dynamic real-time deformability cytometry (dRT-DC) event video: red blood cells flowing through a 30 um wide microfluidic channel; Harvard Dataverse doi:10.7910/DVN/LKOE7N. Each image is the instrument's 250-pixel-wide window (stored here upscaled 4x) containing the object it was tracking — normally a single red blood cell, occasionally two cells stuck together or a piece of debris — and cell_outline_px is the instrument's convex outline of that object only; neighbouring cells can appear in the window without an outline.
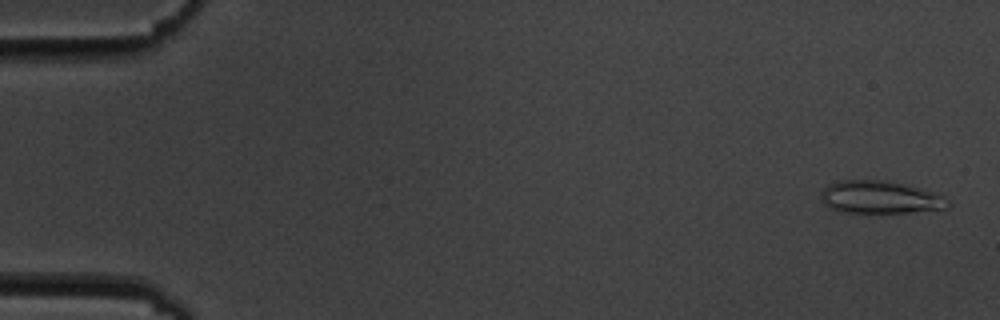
{"species": "common noctule bat (a hibernating species)", "species_latin": "Nyctalus noctula", "temperature_condition": "cold", "stored_images_in_passage": 13, "camera_frame_rate_fps": 3000, "um_per_image_px": 0.085, "animal": {"sex": "male", "body_mass_g": 19.5, "forearm_length_mm": 54.6}, "frame": {"image": 1, "passage_image": 1, "time_ms": 0.0, "image_size_px": [1000, 320], "cell_outline_px": [[952, 204], [948, 208], [908, 212], [844, 212], [832, 208], [824, 204], [820, 200], [820, 196], [824, 188], [828, 184], [840, 180], [888, 180], [932, 192], [944, 196]], "centroid_in_image_um": [74.8, 16.76], "position_along_channel_um": 10.2, "area_um2": 23.99}}
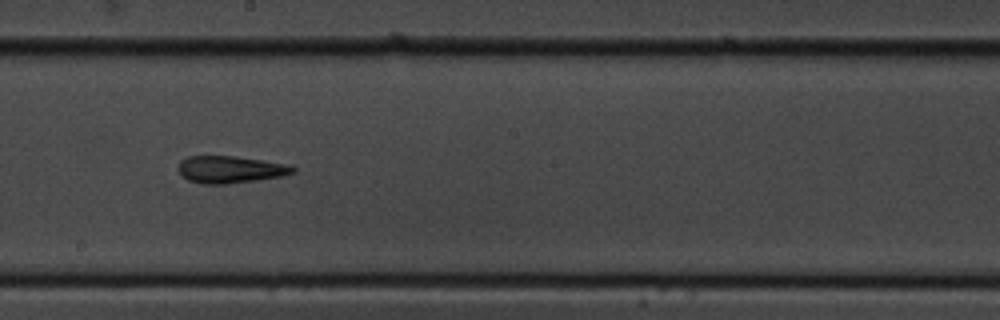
{"frame": {"image": 2, "passage_image": 9, "time_ms": 10.0, "image_size_px": [1000, 320], "cell_outline_px": [[296, 172], [280, 176], [256, 180], [224, 184], [204, 184], [188, 180], [180, 176], [176, 168], [180, 160], [188, 156], [232, 156], [264, 160], [288, 164], [296, 168]], "centroid_in_image_um": [19.52, 14.4], "position_along_channel_um": 228.7, "area_um2": 18.26}}
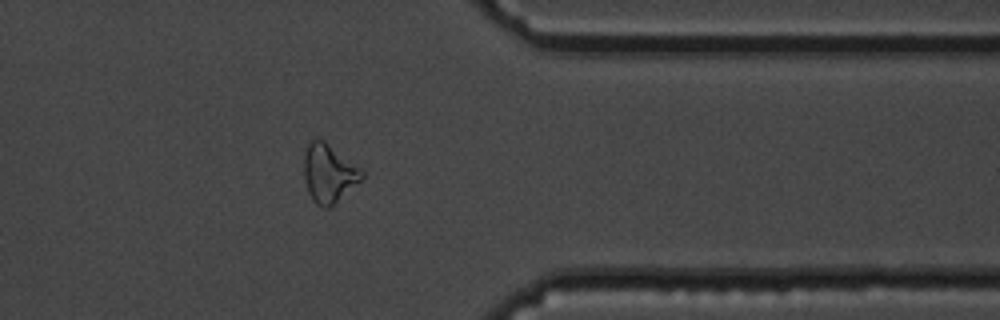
{"frame": {"image": 3, "passage_image": 13, "time_ms": 14.667, "image_size_px": [1000, 320], "cell_outline_px": [[364, 176], [360, 180], [328, 208], [324, 208], [316, 204], [312, 200], [308, 192], [304, 180], [304, 156], [308, 140], [324, 140], [360, 168], [364, 172]], "centroid_in_image_um": [27.9, 14.72], "position_along_channel_um": 383.5, "area_um2": 19.36}, "authors_computed_cell_mechanics": {"area_um2": 18.5538, "velocity_mm_per_s": 3.5291, "shape_relaxation_time_tau1_ms": null, "shape_relaxation_time_tau2_ms": 6.9998, "deformation_change_tau1": null, "deformation_change_tau2": 0.1677}}